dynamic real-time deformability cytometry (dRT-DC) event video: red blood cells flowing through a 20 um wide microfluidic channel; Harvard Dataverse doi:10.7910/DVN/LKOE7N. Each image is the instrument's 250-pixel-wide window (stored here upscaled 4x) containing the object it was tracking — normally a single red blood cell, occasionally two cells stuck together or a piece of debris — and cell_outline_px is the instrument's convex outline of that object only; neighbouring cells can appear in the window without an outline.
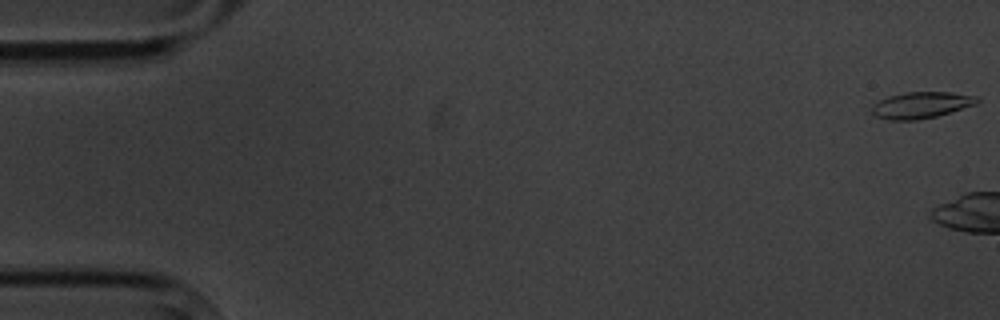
{"species": "common noctule bat (a hibernating species)", "species_latin": "Nyctalus noctula", "temperature_condition": "cold", "stored_images_in_passage": 3, "camera_frame_rate_fps": 3000, "um_per_image_px": 0.085, "animal": {"sex": "male", "body_mass_g": 20.1, "forearm_length_mm": 53.5}, "frame": {"image": 1, "passage_image": 1, "time_ms": 0.0, "image_size_px": [1000, 320], "cell_outline_px": [[980, 100], [976, 104], [936, 116], [916, 120], [888, 120], [876, 116], [872, 112], [872, 104], [888, 96], [904, 92], [952, 92], [980, 96]], "centroid_in_image_um": [78.31, 8.92], "position_along_channel_um": 6.7, "area_um2": 16.24}}